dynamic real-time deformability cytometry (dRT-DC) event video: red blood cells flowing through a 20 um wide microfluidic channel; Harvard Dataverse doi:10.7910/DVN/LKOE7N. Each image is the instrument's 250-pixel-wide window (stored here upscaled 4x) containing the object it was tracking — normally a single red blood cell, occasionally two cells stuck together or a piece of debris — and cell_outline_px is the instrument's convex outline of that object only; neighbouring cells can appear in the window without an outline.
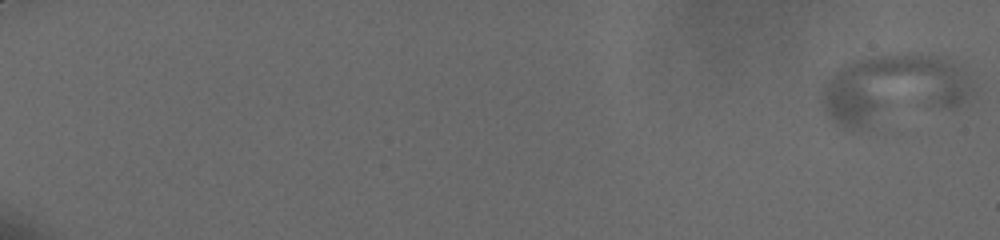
{"species": "human", "species_latin": "Homo sapiens", "temperature_condition": "cold", "stored_images_in_passage": 86, "camera_frame_rate_fps": 3000, "um_per_image_px": 0.085, "donor": {"sex": "male"}, "frame": {"image": 1, "passage_image": 1, "time_ms": 0.0, "image_size_px": [1000, 240], "cell_outline_px": [[976, 92], [968, 104], [956, 108], [860, 132], [852, 132], [840, 128], [824, 112], [820, 104], [820, 88], [824, 80], [840, 68], [848, 64], [872, 56], [948, 56], [960, 64], [968, 72], [976, 84]], "centroid_in_image_um": [76.0, 7.69], "position_along_channel_um": 9.0, "area_um2": 64.39}}
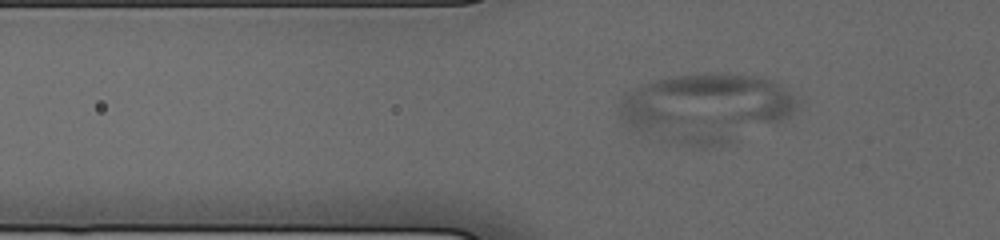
{"frame": {"image": 2, "passage_image": 34, "time_ms": 7.667, "image_size_px": [1000, 240], "cell_outline_px": [[796, 104], [792, 112], [788, 116], [780, 120], [736, 140], [724, 144], [704, 148], [640, 132], [628, 128], [620, 112], [624, 100], [632, 88], [640, 84], [656, 80], [676, 76], [756, 76], [776, 80], [796, 100]], "centroid_in_image_um": [60.01, 9.18], "position_along_channel_um": 65.8, "area_um2": 68.49}}
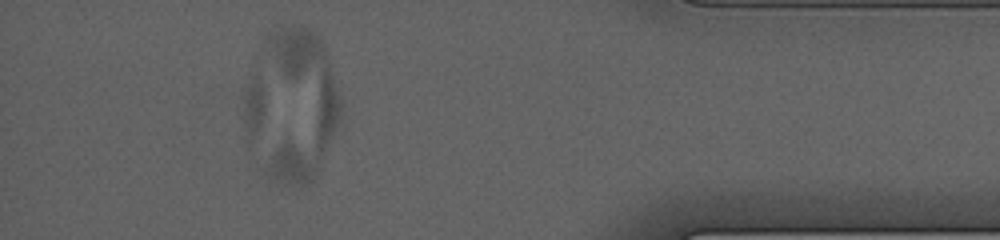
{"frame": {"image": 3, "passage_image": 79, "time_ms": 18.333, "image_size_px": [1000, 240], "cell_outline_px": [[340, 112], [336, 124], [316, 172], [312, 180], [308, 184], [296, 184], [276, 180], [272, 172], [268, 40], [268, 36], [272, 32], [288, 28], [304, 28], [312, 32], [320, 40], [324, 48], [340, 100]], "centroid_in_image_um": [25.49, 8.84], "position_along_channel_um": 409.7, "area_um2": 64.22}}